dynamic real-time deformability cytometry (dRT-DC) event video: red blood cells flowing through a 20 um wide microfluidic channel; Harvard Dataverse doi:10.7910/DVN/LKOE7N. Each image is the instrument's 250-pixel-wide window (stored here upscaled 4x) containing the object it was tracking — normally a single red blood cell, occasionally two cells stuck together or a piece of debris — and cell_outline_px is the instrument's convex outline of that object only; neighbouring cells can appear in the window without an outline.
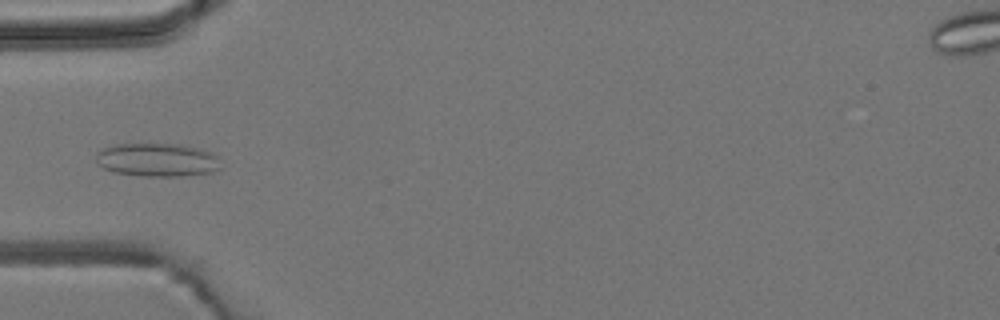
{"species": "common noctule bat (a hibernating species)", "species_latin": "Nyctalus noctula", "temperature_condition": "room temperature", "stored_images_in_passage": 5, "camera_frame_rate_fps": 3000, "um_per_image_px": 0.085, "animal": {"sex": "male", "body_mass_g": 19.2, "forearm_length_mm": 51.8}, "frame": {"image": 1, "passage_image": 4, "time_ms": 3.667, "image_size_px": [1000, 320], "cell_outline_px": [[220, 168], [212, 172], [180, 176], [140, 176], [112, 172], [96, 164], [96, 152], [104, 148], [116, 144], [180, 144], [212, 152], [216, 156]], "centroid_in_image_um": [13.31, 13.59], "position_along_channel_um": 71.7, "area_um2": 24.28}}